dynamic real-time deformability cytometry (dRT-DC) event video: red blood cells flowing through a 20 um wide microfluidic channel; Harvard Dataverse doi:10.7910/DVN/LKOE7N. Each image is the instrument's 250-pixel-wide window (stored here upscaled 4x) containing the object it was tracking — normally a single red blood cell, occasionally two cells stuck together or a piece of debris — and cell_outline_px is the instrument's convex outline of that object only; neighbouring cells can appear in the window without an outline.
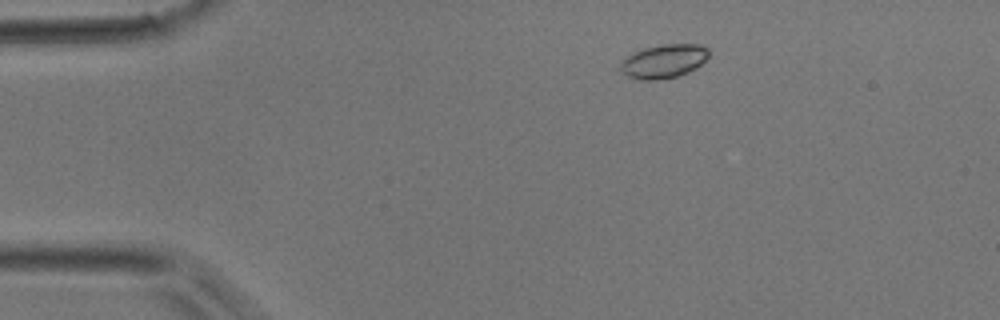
{"species": "common noctule bat (a hibernating species)", "species_latin": "Nyctalus noctula", "temperature_condition": "room temperature", "stored_images_in_passage": 4, "camera_frame_rate_fps": 3000, "um_per_image_px": 0.085, "animal": {"sex": "male", "body_mass_g": 17.9}, "frame": {"image": 1, "passage_image": 4, "time_ms": 3.333, "image_size_px": [1000, 320], "cell_outline_px": [[708, 56], [696, 68], [688, 72], [676, 76], [656, 80], [640, 80], [628, 76], [620, 68], [620, 60], [644, 48], [664, 44], [700, 44], [708, 48]], "centroid_in_image_um": [56.42, 5.2], "position_along_channel_um": 28.6, "area_um2": 17.17}}